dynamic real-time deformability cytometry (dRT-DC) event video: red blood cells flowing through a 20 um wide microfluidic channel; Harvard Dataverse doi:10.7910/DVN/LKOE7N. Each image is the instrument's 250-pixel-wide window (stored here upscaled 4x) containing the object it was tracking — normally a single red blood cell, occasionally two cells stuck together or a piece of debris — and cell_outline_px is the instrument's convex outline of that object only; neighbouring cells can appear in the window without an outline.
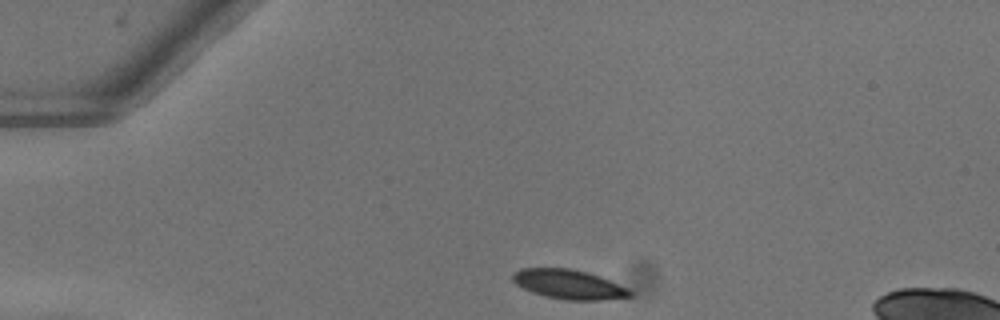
{"species": "common noctule bat (a hibernating species)", "species_latin": "Nyctalus noctula", "temperature_condition": "warm", "stored_images_in_passage": 39, "camera_frame_rate_fps": 3000, "um_per_image_px": 0.085, "animal": {"sex": "female"}, "frame": {"image": 1, "passage_image": 1, "time_ms": 0.0, "image_size_px": [1000, 320], "cell_outline_px": [[632, 296], [600, 300], [568, 300], [544, 296], [532, 292], [516, 284], [512, 280], [512, 272], [520, 268], [572, 268], [588, 272], [600, 276], [632, 292]], "centroid_in_image_um": [48.28, 24.15], "position_along_channel_um": 36.7, "area_um2": 19.94}}
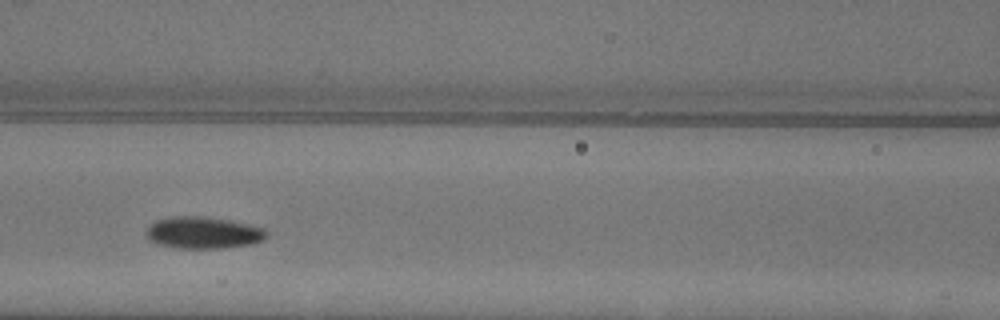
{"frame": {"image": 2, "passage_image": 13, "time_ms": 4.0, "image_size_px": [1000, 320], "cell_outline_px": [[268, 236], [264, 240], [252, 244], [220, 248], [180, 248], [156, 244], [148, 240], [148, 228], [156, 220], [168, 216], [204, 216], [228, 220], [248, 224], [264, 228], [268, 232]], "centroid_in_image_um": [17.3, 19.77], "position_along_channel_um": 149.3, "area_um2": 22.37}}
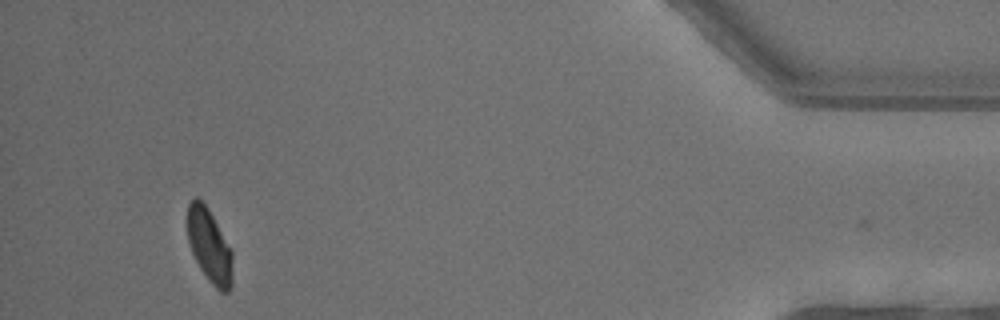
{"frame": {"image": 3, "passage_image": 38, "time_ms": 12.333, "image_size_px": [1000, 320], "cell_outline_px": [[232, 284], [228, 292], [220, 292], [208, 280], [200, 268], [192, 252], [188, 240], [188, 204], [196, 196], [208, 208], [232, 248]], "centroid_in_image_um": [17.83, 20.91], "position_along_channel_um": 417.4, "area_um2": 19.36}, "authors_computed_cell_mechanics": {"area_um2": 21.3282, "velocity_mm_per_s": 4.0328, "shape_relaxation_time_tau1_ms": 3.2702, "shape_relaxation_time_tau2_ms": null, "deformation_change_tau1": 0.1115, "deformation_change_tau2": null}}